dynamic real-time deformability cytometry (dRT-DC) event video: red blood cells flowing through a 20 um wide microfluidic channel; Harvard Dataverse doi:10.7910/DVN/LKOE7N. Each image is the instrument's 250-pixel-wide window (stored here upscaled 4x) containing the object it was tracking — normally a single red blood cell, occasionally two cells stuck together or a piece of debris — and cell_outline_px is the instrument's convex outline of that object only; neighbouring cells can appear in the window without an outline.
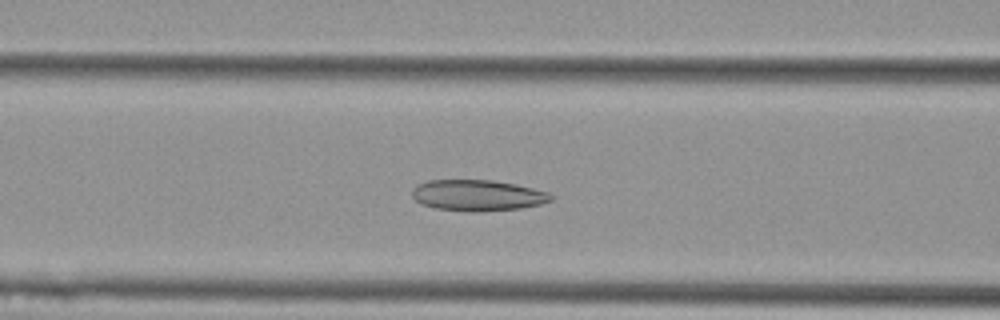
{"species": "Egyptian fruit bat (a non-hibernating species)", "species_latin": "Rousettus aegyptiacus", "temperature_condition": "cold", "stored_images_in_passage": 45, "camera_frame_rate_fps": 3000, "um_per_image_px": 0.085, "animal": {"sex": "female"}, "frame": {"image": 1, "passage_image": 13, "time_ms": 4.0, "image_size_px": [1000, 320], "cell_outline_px": [[552, 200], [540, 204], [520, 208], [476, 212], [468, 212], [436, 208], [420, 204], [412, 196], [412, 188], [416, 184], [428, 180], [492, 180], [516, 184], [548, 192], [552, 196]], "centroid_in_image_um": [40.55, 16.6], "position_along_channel_um": 126.0, "area_um2": 25.2}}
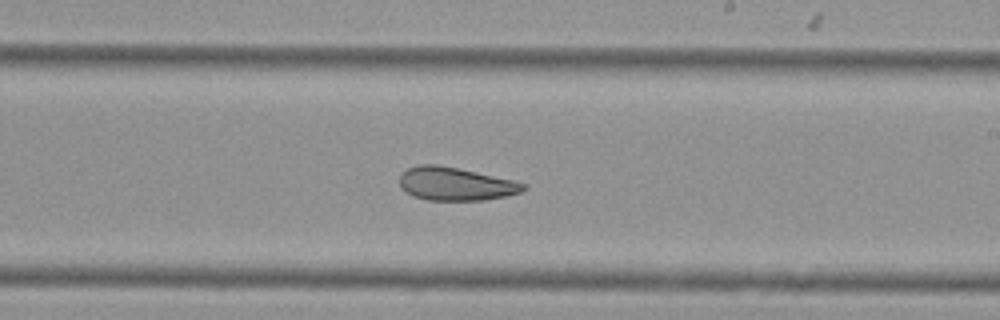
{"frame": {"image": 2, "passage_image": 23, "time_ms": 7.333, "image_size_px": [1000, 320], "cell_outline_px": [[528, 188], [520, 192], [504, 196], [484, 200], [428, 200], [412, 196], [400, 188], [400, 172], [408, 168], [420, 164], [436, 164], [476, 172], [512, 180], [528, 184]], "centroid_in_image_um": [38.69, 15.63], "position_along_channel_um": 250.3, "area_um2": 23.93}}
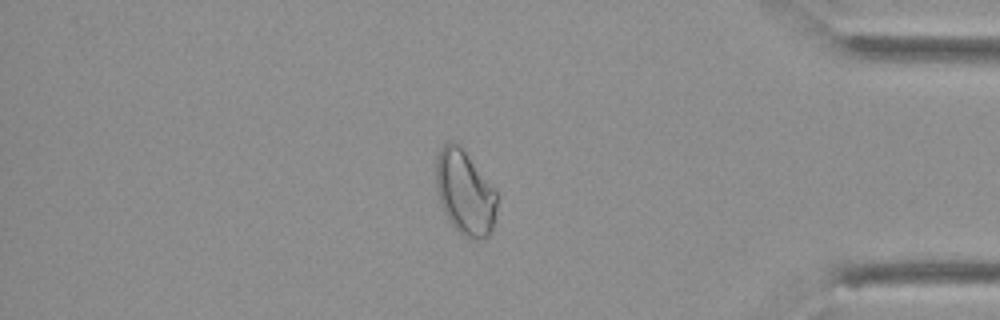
{"frame": {"image": 3, "passage_image": 37, "time_ms": 12.0, "image_size_px": [1000, 320], "cell_outline_px": [[496, 220], [492, 232], [488, 236], [476, 240], [460, 232], [452, 224], [444, 212], [436, 188], [436, 156], [440, 148], [448, 140], [456, 140], [460, 144], [496, 192]], "centroid_in_image_um": [39.51, 16.33], "position_along_channel_um": 395.7, "area_um2": 29.94}, "authors_computed_cell_mechanics": {"area_um2": 26.6458, "velocity_mm_per_s": 3.7468, "shape_relaxation_time_tau1_ms": 10.5325, "shape_relaxation_time_tau2_ms": 3.3619, "deformation_change_tau1": 0.1874, "deformation_change_tau2": 0.0946}}